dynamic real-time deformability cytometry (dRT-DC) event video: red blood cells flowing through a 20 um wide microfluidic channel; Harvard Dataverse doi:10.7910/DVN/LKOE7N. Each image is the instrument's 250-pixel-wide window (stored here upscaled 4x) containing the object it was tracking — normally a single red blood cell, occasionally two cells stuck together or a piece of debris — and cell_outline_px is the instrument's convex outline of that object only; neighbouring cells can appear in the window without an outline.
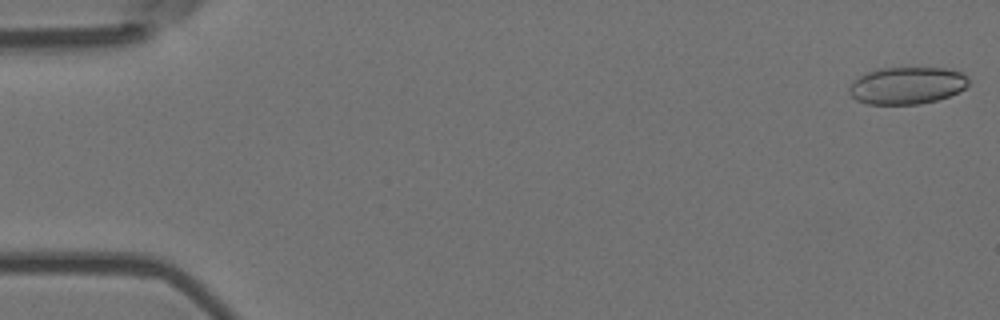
{"species": "Egyptian fruit bat (a non-hibernating species)", "species_latin": "Rousettus aegyptiacus", "temperature_condition": "room temperature", "stored_images_in_passage": 55, "camera_frame_rate_fps": 3000, "um_per_image_px": 0.085, "animal": {"sex": "female"}, "frame": {"image": 1, "passage_image": 1, "time_ms": 0.0, "image_size_px": [1000, 320], "cell_outline_px": [[968, 84], [964, 88], [948, 96], [936, 100], [920, 104], [868, 104], [856, 100], [848, 92], [848, 88], [852, 80], [868, 72], [880, 68], [944, 68], [960, 72], [968, 76]], "centroid_in_image_um": [77.05, 7.27], "position_along_channel_um": 7.9, "area_um2": 25.78}}
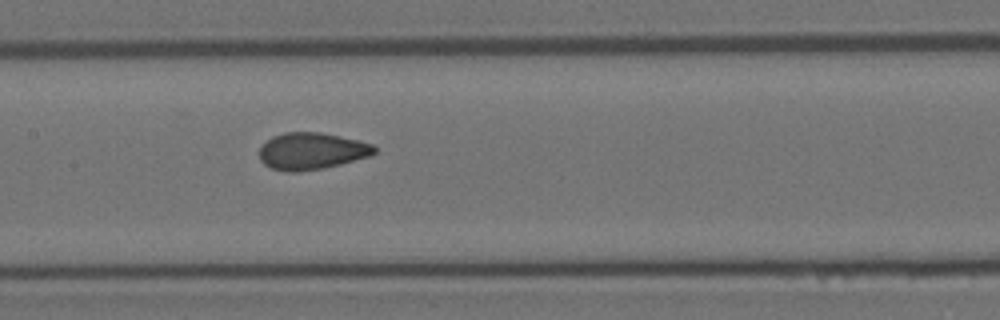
{"frame": {"image": 2, "passage_image": 27, "time_ms": 8.667, "image_size_px": [1000, 320], "cell_outline_px": [[376, 152], [368, 156], [340, 164], [324, 168], [296, 172], [284, 172], [272, 168], [264, 164], [260, 160], [260, 148], [272, 136], [284, 132], [320, 132], [360, 140], [372, 144], [376, 148]], "centroid_in_image_um": [26.48, 12.84], "position_along_channel_um": 180.9, "area_um2": 24.68}}
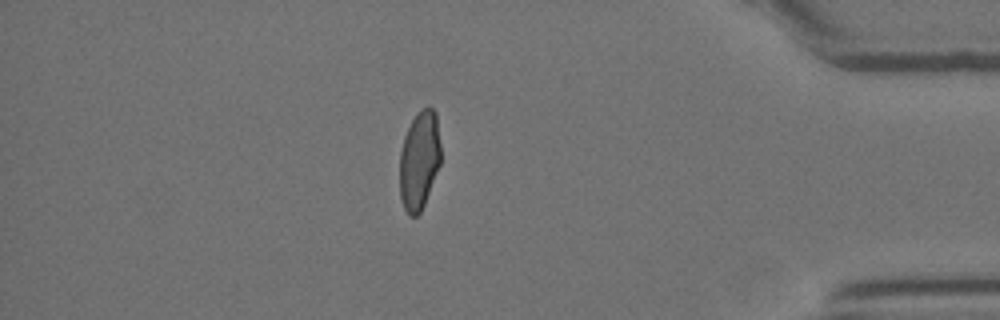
{"frame": {"image": 3, "passage_image": 48, "time_ms": 15.667, "image_size_px": [1000, 320], "cell_outline_px": [[440, 164], [424, 204], [420, 212], [416, 216], [408, 216], [404, 208], [400, 196], [400, 152], [404, 136], [412, 120], [424, 108], [432, 108], [436, 112], [440, 144]], "centroid_in_image_um": [35.63, 13.66], "position_along_channel_um": 399.6, "area_um2": 23.35}, "authors_computed_cell_mechanics": {"area_um2": 24.7962, "velocity_mm_per_s": 3.6639, "shape_relaxation_time_tau1_ms": 9.2165, "shape_relaxation_time_tau2_ms": 0.7795, "deformation_change_tau1": 0.1808, "deformation_change_tau2": 0.0515}}